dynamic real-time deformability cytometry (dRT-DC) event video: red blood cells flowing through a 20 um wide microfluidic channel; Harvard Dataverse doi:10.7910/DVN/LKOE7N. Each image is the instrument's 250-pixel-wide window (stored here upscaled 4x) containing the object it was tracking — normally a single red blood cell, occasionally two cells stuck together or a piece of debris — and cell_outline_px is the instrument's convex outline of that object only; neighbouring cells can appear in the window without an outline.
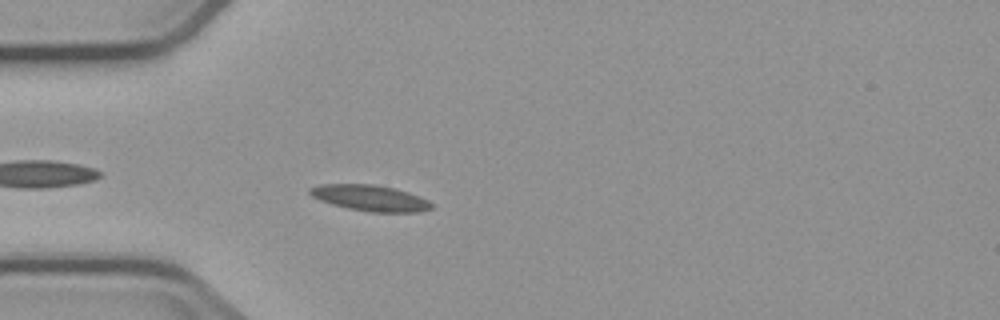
{"species": "common noctule bat (a hibernating species)", "species_latin": "Nyctalus noctula", "temperature_condition": "cold", "stored_images_in_passage": 6, "camera_frame_rate_fps": 3000, "um_per_image_px": 0.085, "animal": {"sex": "male", "body_mass_g": 23.1, "forearm_length_mm": 52.7}, "frame": {"image": 1, "passage_image": 6, "time_ms": 5.667, "image_size_px": [1000, 320], "cell_outline_px": [[432, 208], [420, 212], [368, 212], [348, 208], [332, 204], [320, 200], [312, 196], [308, 192], [308, 188], [320, 184], [372, 184], [396, 188], [408, 192], [428, 200], [432, 204]], "centroid_in_image_um": [31.45, 16.83], "position_along_channel_um": 53.6, "area_um2": 18.44}}